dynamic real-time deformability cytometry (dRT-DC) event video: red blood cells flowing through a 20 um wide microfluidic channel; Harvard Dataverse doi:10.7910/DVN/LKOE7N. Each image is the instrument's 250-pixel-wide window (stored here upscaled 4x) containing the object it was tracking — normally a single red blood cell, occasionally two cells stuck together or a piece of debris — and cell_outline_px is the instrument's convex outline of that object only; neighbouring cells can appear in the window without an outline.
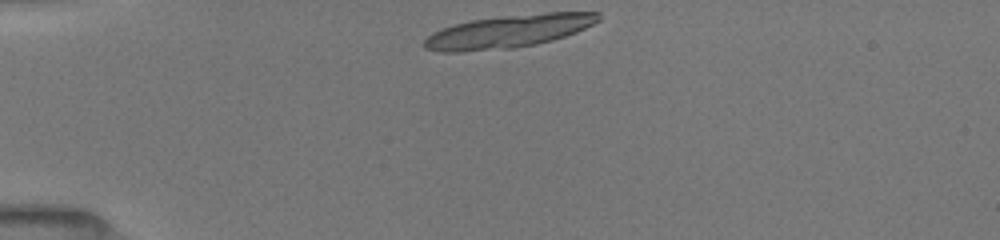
{"species": "common noctule bat (a hibernating species)", "species_latin": "Nyctalus noctula", "temperature_condition": "room temperature", "stored_images_in_passage": 8, "camera_frame_rate_fps": 3000, "um_per_image_px": 0.085, "animal": {"sex": "female", "body_mass_g": 19.5, "forearm_length_mm": 54.1}, "frame": {"image": 1, "passage_image": 1, "time_ms": 0.0, "image_size_px": [1000, 240], "cell_outline_px": [[600, 20], [576, 32], [552, 40], [536, 44], [512, 48], [460, 52], [440, 52], [424, 48], [424, 40], [432, 32], [456, 24], [472, 20], [500, 16], [548, 12], [600, 12]], "centroid_in_image_um": [43.22, 2.66], "position_along_channel_um": 41.8, "area_um2": 33.18}}